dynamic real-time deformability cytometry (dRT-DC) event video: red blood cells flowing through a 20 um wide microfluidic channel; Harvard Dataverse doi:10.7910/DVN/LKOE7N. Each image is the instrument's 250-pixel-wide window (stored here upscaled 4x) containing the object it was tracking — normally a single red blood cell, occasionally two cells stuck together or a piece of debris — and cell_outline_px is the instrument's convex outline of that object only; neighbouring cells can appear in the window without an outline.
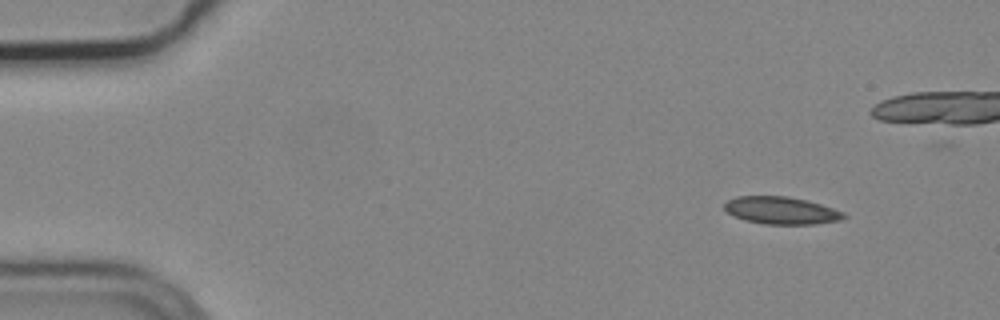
{"species": "common noctule bat (a hibernating species)", "species_latin": "Nyctalus noctula", "temperature_condition": "cold", "stored_images_in_passage": 4, "camera_frame_rate_fps": 3000, "um_per_image_px": 0.085, "animal": {"sex": "male", "body_mass_g": 19.2, "forearm_length_mm": 51.8}, "frame": {"image": 1, "passage_image": 1, "time_ms": 0.0, "image_size_px": [1000, 320], "cell_outline_px": [[848, 216], [840, 220], [816, 224], [764, 224], [744, 220], [732, 216], [724, 208], [724, 204], [728, 200], [736, 196], [788, 196], [820, 204], [844, 212]], "centroid_in_image_um": [66.39, 17.89], "position_along_channel_um": 18.6, "area_um2": 19.07}}